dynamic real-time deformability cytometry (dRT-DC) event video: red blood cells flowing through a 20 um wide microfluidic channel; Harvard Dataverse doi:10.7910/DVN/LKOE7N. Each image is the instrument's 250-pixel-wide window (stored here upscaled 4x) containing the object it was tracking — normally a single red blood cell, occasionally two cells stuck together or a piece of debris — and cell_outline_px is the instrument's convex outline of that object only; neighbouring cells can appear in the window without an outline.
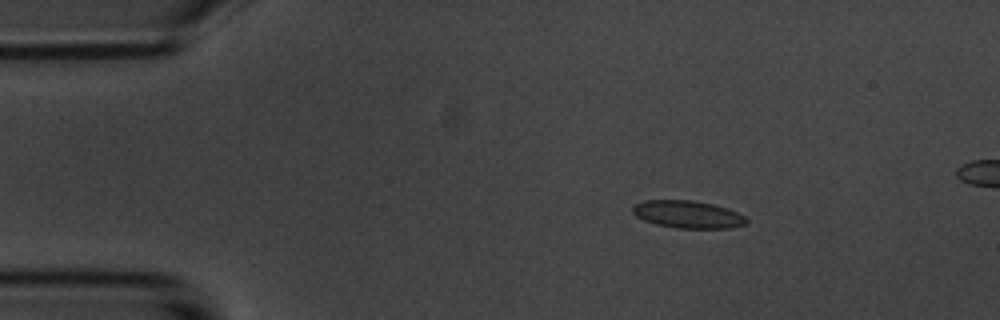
{"species": "common noctule bat (a hibernating species)", "species_latin": "Nyctalus noctula", "temperature_condition": "room temperature", "stored_images_in_passage": 53, "camera_frame_rate_fps": 3000, "um_per_image_px": 0.085, "animal": {"sex": "male", "body_mass_g": 20.1, "forearm_length_mm": 53.5}, "frame": {"image": 1, "passage_image": 8, "time_ms": 2.333, "image_size_px": [1000, 320], "cell_outline_px": [[748, 224], [732, 228], [676, 228], [656, 224], [644, 220], [636, 216], [632, 212], [632, 204], [644, 200], [692, 200], [712, 204], [728, 208], [744, 216], [748, 220]], "centroid_in_image_um": [58.46, 18.22], "position_along_channel_um": 26.5, "area_um2": 18.38}}
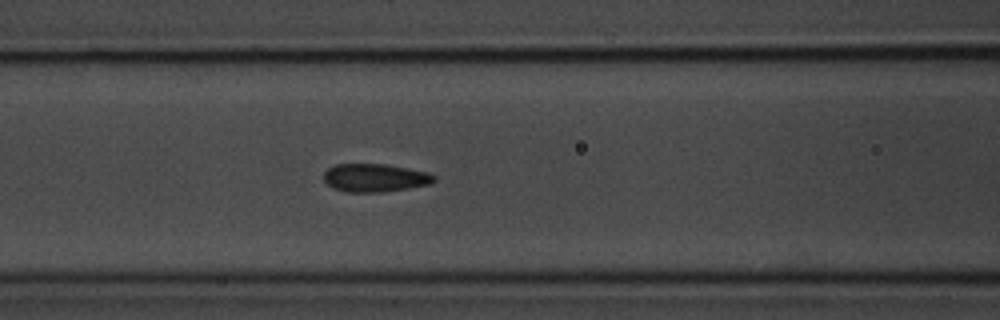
{"frame": {"image": 2, "passage_image": 22, "time_ms": 7.0, "image_size_px": [1000, 320], "cell_outline_px": [[436, 180], [432, 184], [384, 192], [344, 192], [332, 188], [324, 180], [324, 172], [328, 168], [336, 164], [384, 164], [428, 172], [436, 176]], "centroid_in_image_um": [31.87, 15.12], "position_along_channel_um": 134.7, "area_um2": 18.21}}
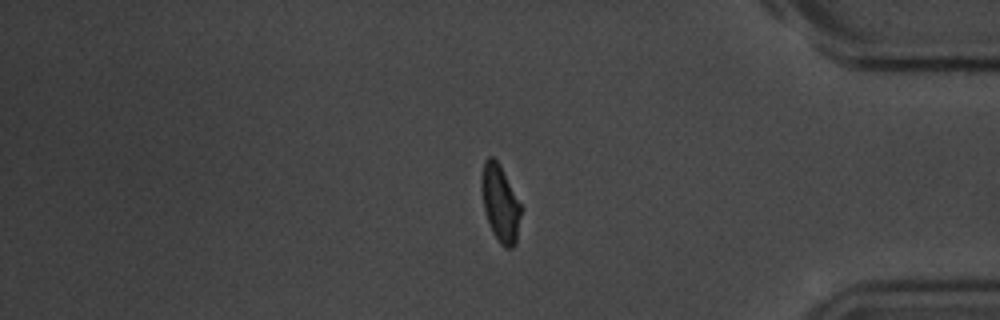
{"frame": {"image": 3, "passage_image": 46, "time_ms": 15.0, "image_size_px": [1000, 320], "cell_outline_px": [[520, 216], [516, 244], [512, 248], [504, 248], [500, 244], [492, 232], [484, 208], [480, 184], [480, 180], [484, 160], [488, 156], [492, 156], [500, 164], [520, 204]], "centroid_in_image_um": [42.49, 17.27], "position_along_channel_um": 392.7, "area_um2": 17.51}}